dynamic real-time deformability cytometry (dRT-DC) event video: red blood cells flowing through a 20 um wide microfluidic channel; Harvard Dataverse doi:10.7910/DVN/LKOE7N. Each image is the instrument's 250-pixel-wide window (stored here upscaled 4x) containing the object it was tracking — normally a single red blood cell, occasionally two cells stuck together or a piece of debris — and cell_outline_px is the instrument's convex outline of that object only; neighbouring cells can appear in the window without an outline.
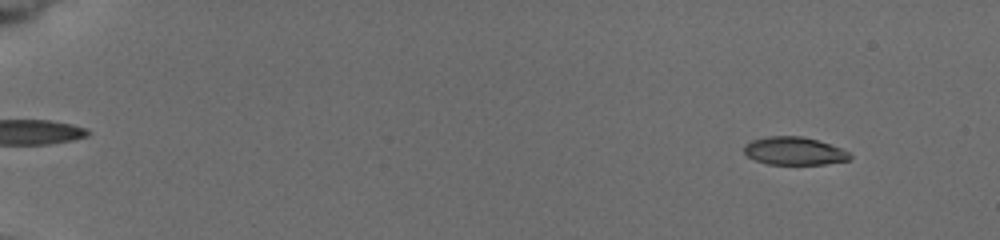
{"species": "common noctule bat (a hibernating species)", "species_latin": "Nyctalus noctula", "temperature_condition": "cold", "stored_images_in_passage": 7, "camera_frame_rate_fps": 3000, "um_per_image_px": 0.085, "animal": {"sex": "female", "body_mass_g": 19.5, "forearm_length_mm": 54.1}, "frame": {"image": 1, "passage_image": 2, "time_ms": 0.667, "image_size_px": [1000, 240], "cell_outline_px": [[852, 156], [848, 160], [824, 164], [768, 164], [756, 160], [748, 156], [744, 152], [744, 144], [752, 140], [768, 136], [800, 136], [816, 140], [840, 148], [848, 152]], "centroid_in_image_um": [67.48, 12.83], "position_along_channel_um": 17.5, "area_um2": 16.99}}
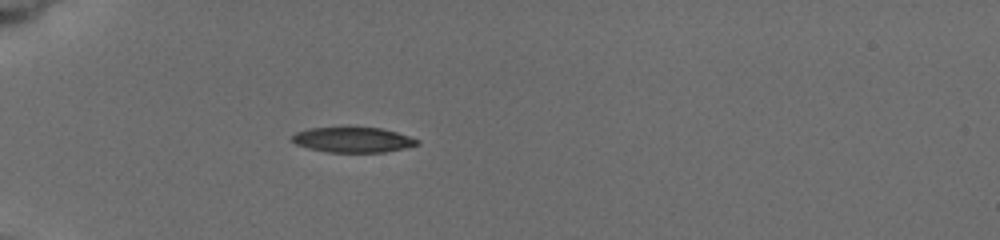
{"frame": {"image": 2, "passage_image": 7, "time_ms": 5.0, "image_size_px": [1000, 240], "cell_outline_px": [[420, 144], [404, 148], [384, 152], [328, 152], [308, 148], [296, 144], [292, 140], [292, 136], [296, 132], [308, 128], [380, 128], [396, 132], [420, 140]], "centroid_in_image_um": [30.0, 11.89], "position_along_channel_um": 55.0, "area_um2": 18.15}}